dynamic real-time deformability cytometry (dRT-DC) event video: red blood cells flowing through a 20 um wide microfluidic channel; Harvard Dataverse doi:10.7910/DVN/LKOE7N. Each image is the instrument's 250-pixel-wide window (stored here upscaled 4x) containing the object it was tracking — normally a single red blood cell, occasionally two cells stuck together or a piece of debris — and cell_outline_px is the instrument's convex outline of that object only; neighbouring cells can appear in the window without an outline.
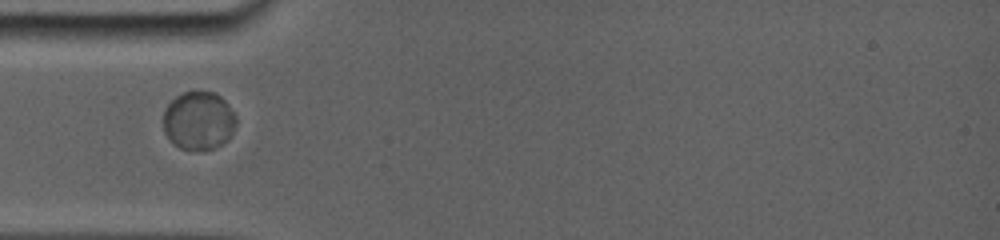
{"species": "common noctule bat (a hibernating species)", "species_latin": "Nyctalus noctula", "temperature_condition": "room temperature", "stored_images_in_passage": 6, "camera_frame_rate_fps": 5000, "um_per_image_px": 0.085, "animal": {"sex": "female", "body_mass_g": 19.0, "forearm_length_mm": 56.7}, "frame": {"image": 1, "passage_image": 1, "time_ms": 0.0, "image_size_px": [1000, 240], "cell_outline_px": [[236, 120], [228, 136], [220, 144], [212, 148], [180, 148], [168, 136], [164, 128], [164, 112], [168, 104], [176, 96], [184, 92], [212, 92], [220, 96], [228, 104], [236, 116]], "centroid_in_image_um": [16.87, 10.2], "position_along_channel_um": 68.1, "area_um2": 23.76}}
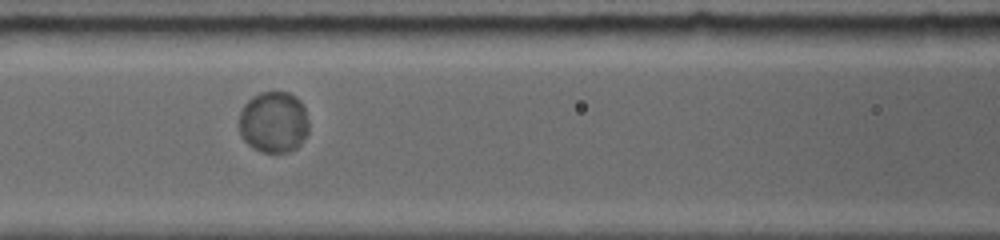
{"frame": {"image": 2, "passage_image": 3, "time_ms": 2.0, "image_size_px": [1000, 240], "cell_outline_px": [[308, 132], [296, 148], [288, 152], [260, 152], [248, 144], [244, 140], [240, 132], [240, 112], [244, 104], [252, 96], [260, 92], [288, 92], [296, 96], [300, 100], [304, 108], [308, 120]], "centroid_in_image_um": [23.26, 10.37], "position_along_channel_um": 143.3, "area_um2": 24.91}}
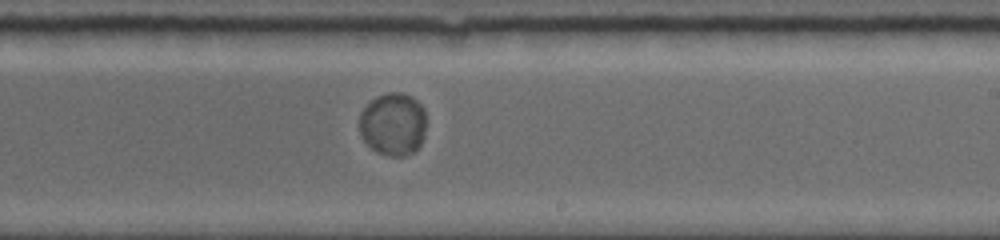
{"frame": {"image": 3, "passage_image": 6, "time_ms": 5.0, "image_size_px": [1000, 240], "cell_outline_px": [[424, 136], [420, 144], [412, 152], [404, 156], [388, 156], [376, 152], [364, 140], [360, 132], [360, 112], [376, 96], [388, 92], [404, 92], [412, 96], [424, 108]], "centroid_in_image_um": [33.41, 10.53], "position_along_channel_um": 255.6, "area_um2": 24.39}}